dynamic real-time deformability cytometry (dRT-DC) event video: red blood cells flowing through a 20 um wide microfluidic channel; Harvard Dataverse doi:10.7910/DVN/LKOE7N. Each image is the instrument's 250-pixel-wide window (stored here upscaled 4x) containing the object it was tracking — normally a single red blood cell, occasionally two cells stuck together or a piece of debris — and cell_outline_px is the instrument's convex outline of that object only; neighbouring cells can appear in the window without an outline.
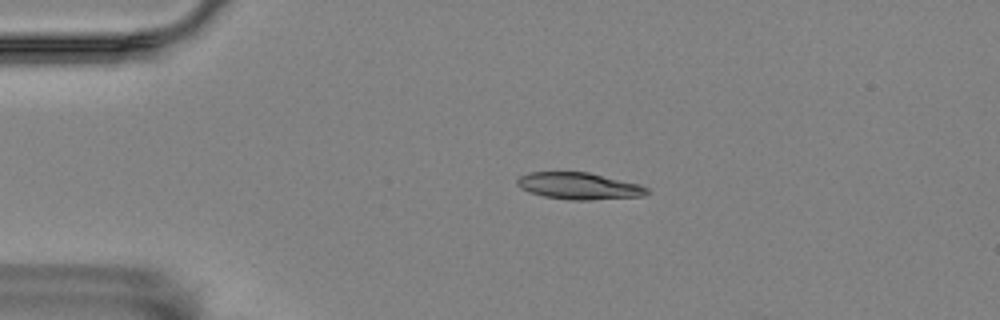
{"species": "Egyptian fruit bat (a non-hibernating species)", "species_latin": "Rousettus aegyptiacus", "temperature_condition": "room temperature", "stored_images_in_passage": 15, "camera_frame_rate_fps": 3000, "um_per_image_px": 0.085, "animal": {"sex": "female"}, "frame": {"image": 1, "passage_image": 11, "time_ms": 3.333, "image_size_px": [1000, 320], "cell_outline_px": [[652, 192], [644, 196], [588, 200], [572, 200], [544, 196], [528, 192], [520, 188], [516, 184], [516, 180], [520, 176], [528, 172], [588, 172], [640, 184], [648, 188]], "centroid_in_image_um": [49.23, 15.81], "position_along_channel_um": 35.8, "area_um2": 20.4}}